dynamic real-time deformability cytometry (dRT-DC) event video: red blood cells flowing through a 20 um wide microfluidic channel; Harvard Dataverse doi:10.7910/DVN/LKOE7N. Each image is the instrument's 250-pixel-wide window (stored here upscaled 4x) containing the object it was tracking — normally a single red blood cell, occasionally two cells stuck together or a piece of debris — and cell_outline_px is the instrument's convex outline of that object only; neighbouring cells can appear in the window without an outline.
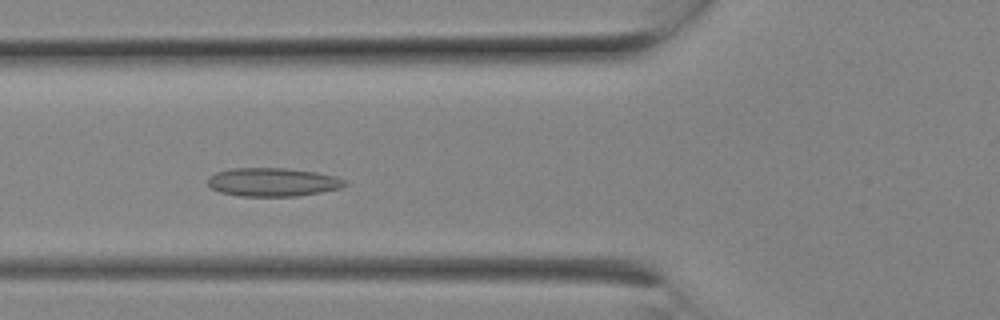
{"species": "Egyptian fruit bat (a non-hibernating species)", "species_latin": "Rousettus aegyptiacus", "temperature_condition": "room temperature", "stored_images_in_passage": 9, "camera_frame_rate_fps": 3000, "um_per_image_px": 0.085, "animal": {"sex": "female"}, "frame": {"image": 1, "passage_image": 8, "time_ms": 2.333, "image_size_px": [1000, 320], "cell_outline_px": [[348, 184], [340, 188], [320, 192], [296, 196], [240, 196], [220, 192], [212, 188], [208, 184], [208, 180], [216, 172], [232, 168], [284, 168], [316, 172], [336, 176], [348, 180]], "centroid_in_image_um": [23.23, 15.48], "position_along_channel_um": 102.6, "area_um2": 22.72}}
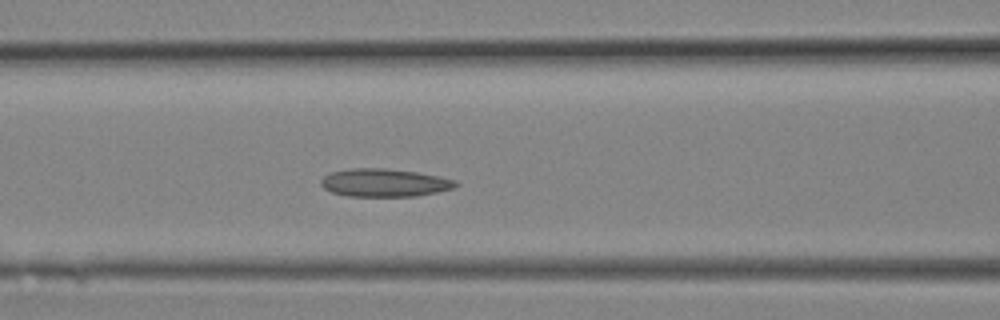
{"frame": {"image": 2, "passage_image": 9, "time_ms": 2.667, "image_size_px": [1000, 320], "cell_outline_px": [[460, 184], [456, 188], [416, 196], [348, 196], [332, 192], [324, 188], [320, 184], [320, 180], [324, 176], [332, 172], [352, 168], [388, 168], [416, 172], [456, 180]], "centroid_in_image_um": [32.69, 15.53], "position_along_channel_um": 133.9, "area_um2": 21.96}}